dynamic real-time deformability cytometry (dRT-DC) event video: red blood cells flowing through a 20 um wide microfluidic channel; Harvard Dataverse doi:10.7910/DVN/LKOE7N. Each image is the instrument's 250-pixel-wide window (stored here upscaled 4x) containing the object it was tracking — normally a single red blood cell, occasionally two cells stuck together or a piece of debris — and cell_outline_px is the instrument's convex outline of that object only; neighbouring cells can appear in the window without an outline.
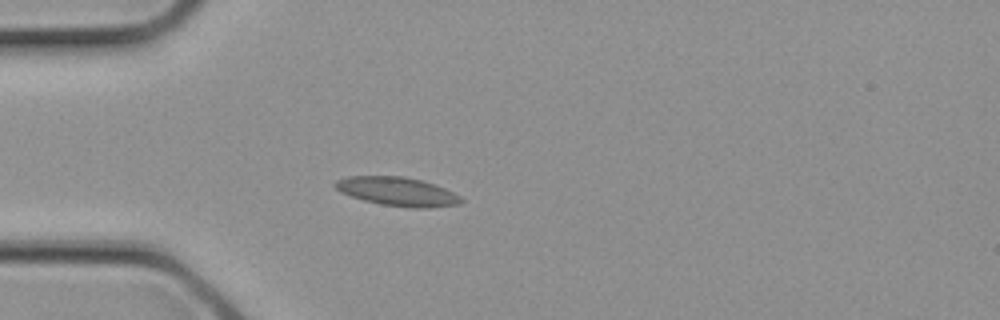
{"species": "common noctule bat (a hibernating species)", "species_latin": "Nyctalus noctula", "temperature_condition": "cold", "stored_images_in_passage": 2, "camera_frame_rate_fps": 3000, "um_per_image_px": 0.085, "animal": {"sex": "female", "body_mass_g": 21.9}, "frame": {"image": 1, "passage_image": 2, "time_ms": 0.333, "image_size_px": [1000, 320], "cell_outline_px": [[464, 200], [460, 204], [428, 208], [412, 208], [380, 204], [364, 200], [340, 192], [332, 184], [336, 180], [348, 176], [404, 176], [436, 184], [460, 196]], "centroid_in_image_um": [33.78, 16.28], "position_along_channel_um": 51.2, "area_um2": 21.15}}